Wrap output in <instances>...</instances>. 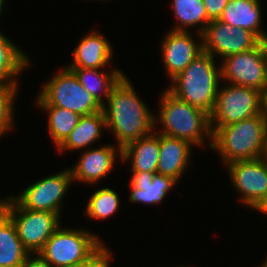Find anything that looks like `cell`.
<instances>
[{
	"label": "cell",
	"instance_id": "1",
	"mask_svg": "<svg viewBox=\"0 0 267 267\" xmlns=\"http://www.w3.org/2000/svg\"><path fill=\"white\" fill-rule=\"evenodd\" d=\"M107 103L102 105L106 129L113 130L118 147L123 148L154 131L158 115H154L138 97L126 75L112 88Z\"/></svg>",
	"mask_w": 267,
	"mask_h": 267
},
{
	"label": "cell",
	"instance_id": "2",
	"mask_svg": "<svg viewBox=\"0 0 267 267\" xmlns=\"http://www.w3.org/2000/svg\"><path fill=\"white\" fill-rule=\"evenodd\" d=\"M214 56L203 51L187 67L171 79L167 90L178 99L211 116L216 99L221 71L215 65Z\"/></svg>",
	"mask_w": 267,
	"mask_h": 267
},
{
	"label": "cell",
	"instance_id": "3",
	"mask_svg": "<svg viewBox=\"0 0 267 267\" xmlns=\"http://www.w3.org/2000/svg\"><path fill=\"white\" fill-rule=\"evenodd\" d=\"M211 130V148L218 151L226 165L262 157L267 121L261 113L226 126H211Z\"/></svg>",
	"mask_w": 267,
	"mask_h": 267
},
{
	"label": "cell",
	"instance_id": "4",
	"mask_svg": "<svg viewBox=\"0 0 267 267\" xmlns=\"http://www.w3.org/2000/svg\"><path fill=\"white\" fill-rule=\"evenodd\" d=\"M160 100L157 119L162 123L163 129L155 132L186 140L194 146L203 145L204 137H210L211 147L212 130L210 116L207 113L178 99L167 89L161 95Z\"/></svg>",
	"mask_w": 267,
	"mask_h": 267
},
{
	"label": "cell",
	"instance_id": "5",
	"mask_svg": "<svg viewBox=\"0 0 267 267\" xmlns=\"http://www.w3.org/2000/svg\"><path fill=\"white\" fill-rule=\"evenodd\" d=\"M38 95V106H57L80 116L102 111V105L79 82L67 67L46 82Z\"/></svg>",
	"mask_w": 267,
	"mask_h": 267
},
{
	"label": "cell",
	"instance_id": "6",
	"mask_svg": "<svg viewBox=\"0 0 267 267\" xmlns=\"http://www.w3.org/2000/svg\"><path fill=\"white\" fill-rule=\"evenodd\" d=\"M102 245L88 230L59 227L38 254L53 267H72L86 261Z\"/></svg>",
	"mask_w": 267,
	"mask_h": 267
},
{
	"label": "cell",
	"instance_id": "7",
	"mask_svg": "<svg viewBox=\"0 0 267 267\" xmlns=\"http://www.w3.org/2000/svg\"><path fill=\"white\" fill-rule=\"evenodd\" d=\"M261 91L252 87L225 85L218 89L210 126H226L261 113Z\"/></svg>",
	"mask_w": 267,
	"mask_h": 267
},
{
	"label": "cell",
	"instance_id": "8",
	"mask_svg": "<svg viewBox=\"0 0 267 267\" xmlns=\"http://www.w3.org/2000/svg\"><path fill=\"white\" fill-rule=\"evenodd\" d=\"M9 218L16 227L21 243L31 255L38 254L60 227V216L57 213L28 210L22 208L14 199Z\"/></svg>",
	"mask_w": 267,
	"mask_h": 267
},
{
	"label": "cell",
	"instance_id": "9",
	"mask_svg": "<svg viewBox=\"0 0 267 267\" xmlns=\"http://www.w3.org/2000/svg\"><path fill=\"white\" fill-rule=\"evenodd\" d=\"M219 65L221 79L228 84L252 87L263 92L267 78L263 55V41L252 50L227 56Z\"/></svg>",
	"mask_w": 267,
	"mask_h": 267
},
{
	"label": "cell",
	"instance_id": "10",
	"mask_svg": "<svg viewBox=\"0 0 267 267\" xmlns=\"http://www.w3.org/2000/svg\"><path fill=\"white\" fill-rule=\"evenodd\" d=\"M226 166L241 202L260 211L267 203V162L260 158Z\"/></svg>",
	"mask_w": 267,
	"mask_h": 267
},
{
	"label": "cell",
	"instance_id": "11",
	"mask_svg": "<svg viewBox=\"0 0 267 267\" xmlns=\"http://www.w3.org/2000/svg\"><path fill=\"white\" fill-rule=\"evenodd\" d=\"M73 182L70 168L38 180L13 199L28 210L57 213L60 216L61 202Z\"/></svg>",
	"mask_w": 267,
	"mask_h": 267
},
{
	"label": "cell",
	"instance_id": "12",
	"mask_svg": "<svg viewBox=\"0 0 267 267\" xmlns=\"http://www.w3.org/2000/svg\"><path fill=\"white\" fill-rule=\"evenodd\" d=\"M203 36V51L222 59L237 53L246 52L257 47L262 41L249 30L232 27L220 20L211 21Z\"/></svg>",
	"mask_w": 267,
	"mask_h": 267
},
{
	"label": "cell",
	"instance_id": "13",
	"mask_svg": "<svg viewBox=\"0 0 267 267\" xmlns=\"http://www.w3.org/2000/svg\"><path fill=\"white\" fill-rule=\"evenodd\" d=\"M160 50L165 71L172 79L203 52V40L196 43L191 32L171 30L164 37Z\"/></svg>",
	"mask_w": 267,
	"mask_h": 267
},
{
	"label": "cell",
	"instance_id": "14",
	"mask_svg": "<svg viewBox=\"0 0 267 267\" xmlns=\"http://www.w3.org/2000/svg\"><path fill=\"white\" fill-rule=\"evenodd\" d=\"M117 154L122 159V148L116 149L112 145L86 149L76 165L70 168L73 181L97 183L112 171L115 159L118 158Z\"/></svg>",
	"mask_w": 267,
	"mask_h": 267
},
{
	"label": "cell",
	"instance_id": "15",
	"mask_svg": "<svg viewBox=\"0 0 267 267\" xmlns=\"http://www.w3.org/2000/svg\"><path fill=\"white\" fill-rule=\"evenodd\" d=\"M112 51L110 42L94 30L84 36L73 49V63L66 67L101 69L110 63Z\"/></svg>",
	"mask_w": 267,
	"mask_h": 267
},
{
	"label": "cell",
	"instance_id": "16",
	"mask_svg": "<svg viewBox=\"0 0 267 267\" xmlns=\"http://www.w3.org/2000/svg\"><path fill=\"white\" fill-rule=\"evenodd\" d=\"M130 201L155 205L165 198L177 181L169 176L150 172H131Z\"/></svg>",
	"mask_w": 267,
	"mask_h": 267
},
{
	"label": "cell",
	"instance_id": "17",
	"mask_svg": "<svg viewBox=\"0 0 267 267\" xmlns=\"http://www.w3.org/2000/svg\"><path fill=\"white\" fill-rule=\"evenodd\" d=\"M191 145L188 141L160 133V150L157 173L169 176L177 182L189 165Z\"/></svg>",
	"mask_w": 267,
	"mask_h": 267
},
{
	"label": "cell",
	"instance_id": "18",
	"mask_svg": "<svg viewBox=\"0 0 267 267\" xmlns=\"http://www.w3.org/2000/svg\"><path fill=\"white\" fill-rule=\"evenodd\" d=\"M260 0H229L219 20L232 27L253 32L261 41L267 39V32L260 27Z\"/></svg>",
	"mask_w": 267,
	"mask_h": 267
},
{
	"label": "cell",
	"instance_id": "19",
	"mask_svg": "<svg viewBox=\"0 0 267 267\" xmlns=\"http://www.w3.org/2000/svg\"><path fill=\"white\" fill-rule=\"evenodd\" d=\"M152 132L134 140L122 148L123 162L131 160V172L157 173L160 150V133Z\"/></svg>",
	"mask_w": 267,
	"mask_h": 267
},
{
	"label": "cell",
	"instance_id": "20",
	"mask_svg": "<svg viewBox=\"0 0 267 267\" xmlns=\"http://www.w3.org/2000/svg\"><path fill=\"white\" fill-rule=\"evenodd\" d=\"M106 129V120L103 111L81 116L76 127L58 147L59 151L85 150L101 138L102 128Z\"/></svg>",
	"mask_w": 267,
	"mask_h": 267
},
{
	"label": "cell",
	"instance_id": "21",
	"mask_svg": "<svg viewBox=\"0 0 267 267\" xmlns=\"http://www.w3.org/2000/svg\"><path fill=\"white\" fill-rule=\"evenodd\" d=\"M74 72L82 86L96 100L104 105V100H107L111 94L112 88L125 75L121 70L113 69L110 73L100 72V69L93 68H68ZM103 99H102V95Z\"/></svg>",
	"mask_w": 267,
	"mask_h": 267
},
{
	"label": "cell",
	"instance_id": "22",
	"mask_svg": "<svg viewBox=\"0 0 267 267\" xmlns=\"http://www.w3.org/2000/svg\"><path fill=\"white\" fill-rule=\"evenodd\" d=\"M27 54L0 32V84H18L16 76L30 64Z\"/></svg>",
	"mask_w": 267,
	"mask_h": 267
},
{
	"label": "cell",
	"instance_id": "23",
	"mask_svg": "<svg viewBox=\"0 0 267 267\" xmlns=\"http://www.w3.org/2000/svg\"><path fill=\"white\" fill-rule=\"evenodd\" d=\"M29 255L9 218L0 226V267H21Z\"/></svg>",
	"mask_w": 267,
	"mask_h": 267
},
{
	"label": "cell",
	"instance_id": "24",
	"mask_svg": "<svg viewBox=\"0 0 267 267\" xmlns=\"http://www.w3.org/2000/svg\"><path fill=\"white\" fill-rule=\"evenodd\" d=\"M172 6L175 18L179 22V26L174 27L172 31L187 32L188 27L202 23L203 26L200 25L198 35L200 40L203 39L202 34L211 22L207 17L203 0H172Z\"/></svg>",
	"mask_w": 267,
	"mask_h": 267
},
{
	"label": "cell",
	"instance_id": "25",
	"mask_svg": "<svg viewBox=\"0 0 267 267\" xmlns=\"http://www.w3.org/2000/svg\"><path fill=\"white\" fill-rule=\"evenodd\" d=\"M39 107L48 112L49 133L58 148L76 127L81 116L71 110L57 106Z\"/></svg>",
	"mask_w": 267,
	"mask_h": 267
},
{
	"label": "cell",
	"instance_id": "26",
	"mask_svg": "<svg viewBox=\"0 0 267 267\" xmlns=\"http://www.w3.org/2000/svg\"><path fill=\"white\" fill-rule=\"evenodd\" d=\"M119 207V196L111 188L97 190L89 199L85 209V215L91 219H107L112 216Z\"/></svg>",
	"mask_w": 267,
	"mask_h": 267
},
{
	"label": "cell",
	"instance_id": "27",
	"mask_svg": "<svg viewBox=\"0 0 267 267\" xmlns=\"http://www.w3.org/2000/svg\"><path fill=\"white\" fill-rule=\"evenodd\" d=\"M17 87L18 84H0V138L13 128V102L18 92Z\"/></svg>",
	"mask_w": 267,
	"mask_h": 267
},
{
	"label": "cell",
	"instance_id": "28",
	"mask_svg": "<svg viewBox=\"0 0 267 267\" xmlns=\"http://www.w3.org/2000/svg\"><path fill=\"white\" fill-rule=\"evenodd\" d=\"M102 245L92 256H90L86 261L74 265L72 267H109L110 258L112 256L111 251L108 247Z\"/></svg>",
	"mask_w": 267,
	"mask_h": 267
},
{
	"label": "cell",
	"instance_id": "29",
	"mask_svg": "<svg viewBox=\"0 0 267 267\" xmlns=\"http://www.w3.org/2000/svg\"><path fill=\"white\" fill-rule=\"evenodd\" d=\"M210 21L219 20L229 0H203Z\"/></svg>",
	"mask_w": 267,
	"mask_h": 267
},
{
	"label": "cell",
	"instance_id": "30",
	"mask_svg": "<svg viewBox=\"0 0 267 267\" xmlns=\"http://www.w3.org/2000/svg\"><path fill=\"white\" fill-rule=\"evenodd\" d=\"M13 197L0 199V226L3 225L9 219V213L12 205Z\"/></svg>",
	"mask_w": 267,
	"mask_h": 267
},
{
	"label": "cell",
	"instance_id": "31",
	"mask_svg": "<svg viewBox=\"0 0 267 267\" xmlns=\"http://www.w3.org/2000/svg\"><path fill=\"white\" fill-rule=\"evenodd\" d=\"M29 255L26 261L21 267H53L49 262L44 260L39 254H36L34 257Z\"/></svg>",
	"mask_w": 267,
	"mask_h": 267
},
{
	"label": "cell",
	"instance_id": "32",
	"mask_svg": "<svg viewBox=\"0 0 267 267\" xmlns=\"http://www.w3.org/2000/svg\"><path fill=\"white\" fill-rule=\"evenodd\" d=\"M261 115L267 121V88L261 93Z\"/></svg>",
	"mask_w": 267,
	"mask_h": 267
},
{
	"label": "cell",
	"instance_id": "33",
	"mask_svg": "<svg viewBox=\"0 0 267 267\" xmlns=\"http://www.w3.org/2000/svg\"><path fill=\"white\" fill-rule=\"evenodd\" d=\"M263 55H264L266 78H267V39L263 41Z\"/></svg>",
	"mask_w": 267,
	"mask_h": 267
},
{
	"label": "cell",
	"instance_id": "34",
	"mask_svg": "<svg viewBox=\"0 0 267 267\" xmlns=\"http://www.w3.org/2000/svg\"><path fill=\"white\" fill-rule=\"evenodd\" d=\"M265 162H267V132H266V137H265V142H264V149H263V154L261 157Z\"/></svg>",
	"mask_w": 267,
	"mask_h": 267
},
{
	"label": "cell",
	"instance_id": "35",
	"mask_svg": "<svg viewBox=\"0 0 267 267\" xmlns=\"http://www.w3.org/2000/svg\"><path fill=\"white\" fill-rule=\"evenodd\" d=\"M260 212L267 215V203L263 206V208L260 210Z\"/></svg>",
	"mask_w": 267,
	"mask_h": 267
},
{
	"label": "cell",
	"instance_id": "36",
	"mask_svg": "<svg viewBox=\"0 0 267 267\" xmlns=\"http://www.w3.org/2000/svg\"><path fill=\"white\" fill-rule=\"evenodd\" d=\"M5 3V0H0V15L2 12L3 4Z\"/></svg>",
	"mask_w": 267,
	"mask_h": 267
},
{
	"label": "cell",
	"instance_id": "37",
	"mask_svg": "<svg viewBox=\"0 0 267 267\" xmlns=\"http://www.w3.org/2000/svg\"><path fill=\"white\" fill-rule=\"evenodd\" d=\"M266 260L262 263V265H260L261 267H267V258H265Z\"/></svg>",
	"mask_w": 267,
	"mask_h": 267
}]
</instances>
